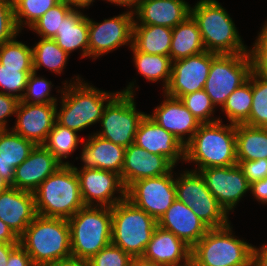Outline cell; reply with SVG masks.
I'll return each mask as SVG.
<instances>
[{"label": "cell", "instance_id": "obj_52", "mask_svg": "<svg viewBox=\"0 0 267 266\" xmlns=\"http://www.w3.org/2000/svg\"><path fill=\"white\" fill-rule=\"evenodd\" d=\"M252 70L267 82V57L265 59H252Z\"/></svg>", "mask_w": 267, "mask_h": 266}, {"label": "cell", "instance_id": "obj_10", "mask_svg": "<svg viewBox=\"0 0 267 266\" xmlns=\"http://www.w3.org/2000/svg\"><path fill=\"white\" fill-rule=\"evenodd\" d=\"M252 71L250 52L217 54L211 61L204 90L217 108L226 103L228 96L244 82Z\"/></svg>", "mask_w": 267, "mask_h": 266}, {"label": "cell", "instance_id": "obj_37", "mask_svg": "<svg viewBox=\"0 0 267 266\" xmlns=\"http://www.w3.org/2000/svg\"><path fill=\"white\" fill-rule=\"evenodd\" d=\"M252 106L249 119L244 123L267 128V82L252 70Z\"/></svg>", "mask_w": 267, "mask_h": 266}, {"label": "cell", "instance_id": "obj_48", "mask_svg": "<svg viewBox=\"0 0 267 266\" xmlns=\"http://www.w3.org/2000/svg\"><path fill=\"white\" fill-rule=\"evenodd\" d=\"M6 266H34L31 257L19 244L9 255Z\"/></svg>", "mask_w": 267, "mask_h": 266}, {"label": "cell", "instance_id": "obj_23", "mask_svg": "<svg viewBox=\"0 0 267 266\" xmlns=\"http://www.w3.org/2000/svg\"><path fill=\"white\" fill-rule=\"evenodd\" d=\"M157 225L172 232L191 248L210 229L186 204L177 199L159 218Z\"/></svg>", "mask_w": 267, "mask_h": 266}, {"label": "cell", "instance_id": "obj_21", "mask_svg": "<svg viewBox=\"0 0 267 266\" xmlns=\"http://www.w3.org/2000/svg\"><path fill=\"white\" fill-rule=\"evenodd\" d=\"M134 143L147 152L166 157L174 166L184 161V145L148 114L139 123Z\"/></svg>", "mask_w": 267, "mask_h": 266}, {"label": "cell", "instance_id": "obj_54", "mask_svg": "<svg viewBox=\"0 0 267 266\" xmlns=\"http://www.w3.org/2000/svg\"><path fill=\"white\" fill-rule=\"evenodd\" d=\"M106 1L115 4L117 6H123V7L126 6L129 8V11L133 12L141 0H106Z\"/></svg>", "mask_w": 267, "mask_h": 266}, {"label": "cell", "instance_id": "obj_43", "mask_svg": "<svg viewBox=\"0 0 267 266\" xmlns=\"http://www.w3.org/2000/svg\"><path fill=\"white\" fill-rule=\"evenodd\" d=\"M132 257L112 243L102 248L90 260L88 266H130Z\"/></svg>", "mask_w": 267, "mask_h": 266}, {"label": "cell", "instance_id": "obj_27", "mask_svg": "<svg viewBox=\"0 0 267 266\" xmlns=\"http://www.w3.org/2000/svg\"><path fill=\"white\" fill-rule=\"evenodd\" d=\"M9 129L0 131V175L13 187L15 168L28 158L35 144Z\"/></svg>", "mask_w": 267, "mask_h": 266}, {"label": "cell", "instance_id": "obj_19", "mask_svg": "<svg viewBox=\"0 0 267 266\" xmlns=\"http://www.w3.org/2000/svg\"><path fill=\"white\" fill-rule=\"evenodd\" d=\"M175 166L164 156L147 152L135 143L125 148L121 180L125 188L144 178L163 176Z\"/></svg>", "mask_w": 267, "mask_h": 266}, {"label": "cell", "instance_id": "obj_20", "mask_svg": "<svg viewBox=\"0 0 267 266\" xmlns=\"http://www.w3.org/2000/svg\"><path fill=\"white\" fill-rule=\"evenodd\" d=\"M62 165L44 145H35L28 158L15 168L13 187L33 193Z\"/></svg>", "mask_w": 267, "mask_h": 266}, {"label": "cell", "instance_id": "obj_2", "mask_svg": "<svg viewBox=\"0 0 267 266\" xmlns=\"http://www.w3.org/2000/svg\"><path fill=\"white\" fill-rule=\"evenodd\" d=\"M222 122L200 124L184 146V161L196 164L193 171L237 164L235 124Z\"/></svg>", "mask_w": 267, "mask_h": 266}, {"label": "cell", "instance_id": "obj_3", "mask_svg": "<svg viewBox=\"0 0 267 266\" xmlns=\"http://www.w3.org/2000/svg\"><path fill=\"white\" fill-rule=\"evenodd\" d=\"M34 266L72 258L68 219L36 215L19 237Z\"/></svg>", "mask_w": 267, "mask_h": 266}, {"label": "cell", "instance_id": "obj_41", "mask_svg": "<svg viewBox=\"0 0 267 266\" xmlns=\"http://www.w3.org/2000/svg\"><path fill=\"white\" fill-rule=\"evenodd\" d=\"M180 100L201 124L221 120L219 117H212L215 106L204 89L186 94Z\"/></svg>", "mask_w": 267, "mask_h": 266}, {"label": "cell", "instance_id": "obj_40", "mask_svg": "<svg viewBox=\"0 0 267 266\" xmlns=\"http://www.w3.org/2000/svg\"><path fill=\"white\" fill-rule=\"evenodd\" d=\"M33 68H4L0 64V92L21 100Z\"/></svg>", "mask_w": 267, "mask_h": 266}, {"label": "cell", "instance_id": "obj_14", "mask_svg": "<svg viewBox=\"0 0 267 266\" xmlns=\"http://www.w3.org/2000/svg\"><path fill=\"white\" fill-rule=\"evenodd\" d=\"M75 169L80 184V192L85 206L113 207L126 198L120 175L102 169ZM120 195H115V194Z\"/></svg>", "mask_w": 267, "mask_h": 266}, {"label": "cell", "instance_id": "obj_33", "mask_svg": "<svg viewBox=\"0 0 267 266\" xmlns=\"http://www.w3.org/2000/svg\"><path fill=\"white\" fill-rule=\"evenodd\" d=\"M69 56L54 39L41 38L32 47L33 71L37 72L38 69L45 67L60 75L65 69Z\"/></svg>", "mask_w": 267, "mask_h": 266}, {"label": "cell", "instance_id": "obj_57", "mask_svg": "<svg viewBox=\"0 0 267 266\" xmlns=\"http://www.w3.org/2000/svg\"><path fill=\"white\" fill-rule=\"evenodd\" d=\"M130 266H162V265L156 264L153 261L146 260L143 257H132Z\"/></svg>", "mask_w": 267, "mask_h": 266}, {"label": "cell", "instance_id": "obj_24", "mask_svg": "<svg viewBox=\"0 0 267 266\" xmlns=\"http://www.w3.org/2000/svg\"><path fill=\"white\" fill-rule=\"evenodd\" d=\"M142 257L162 266H188L191 247L172 232L157 226Z\"/></svg>", "mask_w": 267, "mask_h": 266}, {"label": "cell", "instance_id": "obj_1", "mask_svg": "<svg viewBox=\"0 0 267 266\" xmlns=\"http://www.w3.org/2000/svg\"><path fill=\"white\" fill-rule=\"evenodd\" d=\"M74 79L69 84L65 80L63 88L57 90L61 93V107L59 110L56 108V122L78 133L99 123L105 107L120 91L99 90L83 82L79 75Z\"/></svg>", "mask_w": 267, "mask_h": 266}, {"label": "cell", "instance_id": "obj_50", "mask_svg": "<svg viewBox=\"0 0 267 266\" xmlns=\"http://www.w3.org/2000/svg\"><path fill=\"white\" fill-rule=\"evenodd\" d=\"M252 266H267V247L263 244L260 248L253 246Z\"/></svg>", "mask_w": 267, "mask_h": 266}, {"label": "cell", "instance_id": "obj_39", "mask_svg": "<svg viewBox=\"0 0 267 266\" xmlns=\"http://www.w3.org/2000/svg\"><path fill=\"white\" fill-rule=\"evenodd\" d=\"M16 38L0 46V64L4 68H33L32 47Z\"/></svg>", "mask_w": 267, "mask_h": 266}, {"label": "cell", "instance_id": "obj_47", "mask_svg": "<svg viewBox=\"0 0 267 266\" xmlns=\"http://www.w3.org/2000/svg\"><path fill=\"white\" fill-rule=\"evenodd\" d=\"M258 34L249 52L252 59H265L267 57V21Z\"/></svg>", "mask_w": 267, "mask_h": 266}, {"label": "cell", "instance_id": "obj_49", "mask_svg": "<svg viewBox=\"0 0 267 266\" xmlns=\"http://www.w3.org/2000/svg\"><path fill=\"white\" fill-rule=\"evenodd\" d=\"M250 193L262 204H267V177L253 182L250 186Z\"/></svg>", "mask_w": 267, "mask_h": 266}, {"label": "cell", "instance_id": "obj_5", "mask_svg": "<svg viewBox=\"0 0 267 266\" xmlns=\"http://www.w3.org/2000/svg\"><path fill=\"white\" fill-rule=\"evenodd\" d=\"M33 194L36 213L44 217L69 219L85 207L73 164L62 165Z\"/></svg>", "mask_w": 267, "mask_h": 266}, {"label": "cell", "instance_id": "obj_31", "mask_svg": "<svg viewBox=\"0 0 267 266\" xmlns=\"http://www.w3.org/2000/svg\"><path fill=\"white\" fill-rule=\"evenodd\" d=\"M235 132L237 161L267 159V128L236 124Z\"/></svg>", "mask_w": 267, "mask_h": 266}, {"label": "cell", "instance_id": "obj_51", "mask_svg": "<svg viewBox=\"0 0 267 266\" xmlns=\"http://www.w3.org/2000/svg\"><path fill=\"white\" fill-rule=\"evenodd\" d=\"M0 242L19 243V238L1 219H0Z\"/></svg>", "mask_w": 267, "mask_h": 266}, {"label": "cell", "instance_id": "obj_7", "mask_svg": "<svg viewBox=\"0 0 267 266\" xmlns=\"http://www.w3.org/2000/svg\"><path fill=\"white\" fill-rule=\"evenodd\" d=\"M229 223L212 228L191 248L194 266H252V244L233 235Z\"/></svg>", "mask_w": 267, "mask_h": 266}, {"label": "cell", "instance_id": "obj_15", "mask_svg": "<svg viewBox=\"0 0 267 266\" xmlns=\"http://www.w3.org/2000/svg\"><path fill=\"white\" fill-rule=\"evenodd\" d=\"M207 188L226 211H234L238 202L250 191L251 184L241 167L236 164L226 167H211L198 171Z\"/></svg>", "mask_w": 267, "mask_h": 266}, {"label": "cell", "instance_id": "obj_28", "mask_svg": "<svg viewBox=\"0 0 267 266\" xmlns=\"http://www.w3.org/2000/svg\"><path fill=\"white\" fill-rule=\"evenodd\" d=\"M88 17L81 10L72 9L62 20L60 29L53 38L67 54L80 49L81 57H88Z\"/></svg>", "mask_w": 267, "mask_h": 266}, {"label": "cell", "instance_id": "obj_30", "mask_svg": "<svg viewBox=\"0 0 267 266\" xmlns=\"http://www.w3.org/2000/svg\"><path fill=\"white\" fill-rule=\"evenodd\" d=\"M172 28L159 25H133L132 45L146 54L169 56Z\"/></svg>", "mask_w": 267, "mask_h": 266}, {"label": "cell", "instance_id": "obj_38", "mask_svg": "<svg viewBox=\"0 0 267 266\" xmlns=\"http://www.w3.org/2000/svg\"><path fill=\"white\" fill-rule=\"evenodd\" d=\"M73 8L65 1L61 0L54 7L45 12L31 27L40 38L53 39L57 30L62 25V20Z\"/></svg>", "mask_w": 267, "mask_h": 266}, {"label": "cell", "instance_id": "obj_4", "mask_svg": "<svg viewBox=\"0 0 267 266\" xmlns=\"http://www.w3.org/2000/svg\"><path fill=\"white\" fill-rule=\"evenodd\" d=\"M205 50L216 54L248 53L229 13L217 0H199L191 7Z\"/></svg>", "mask_w": 267, "mask_h": 266}, {"label": "cell", "instance_id": "obj_13", "mask_svg": "<svg viewBox=\"0 0 267 266\" xmlns=\"http://www.w3.org/2000/svg\"><path fill=\"white\" fill-rule=\"evenodd\" d=\"M133 25L134 15L131 11L104 19L102 22H95L88 17V57L95 60L122 45L131 47Z\"/></svg>", "mask_w": 267, "mask_h": 266}, {"label": "cell", "instance_id": "obj_12", "mask_svg": "<svg viewBox=\"0 0 267 266\" xmlns=\"http://www.w3.org/2000/svg\"><path fill=\"white\" fill-rule=\"evenodd\" d=\"M173 172L131 183L126 188V199L158 221L177 199Z\"/></svg>", "mask_w": 267, "mask_h": 266}, {"label": "cell", "instance_id": "obj_11", "mask_svg": "<svg viewBox=\"0 0 267 266\" xmlns=\"http://www.w3.org/2000/svg\"><path fill=\"white\" fill-rule=\"evenodd\" d=\"M179 175L175 177L177 200L186 204L210 229L227 226L228 214L209 191L201 174L184 170Z\"/></svg>", "mask_w": 267, "mask_h": 266}, {"label": "cell", "instance_id": "obj_18", "mask_svg": "<svg viewBox=\"0 0 267 266\" xmlns=\"http://www.w3.org/2000/svg\"><path fill=\"white\" fill-rule=\"evenodd\" d=\"M165 99L148 114L160 127L174 135L184 146L201 124L179 98L162 93ZM187 135V136H186ZM187 137V138H186Z\"/></svg>", "mask_w": 267, "mask_h": 266}, {"label": "cell", "instance_id": "obj_42", "mask_svg": "<svg viewBox=\"0 0 267 266\" xmlns=\"http://www.w3.org/2000/svg\"><path fill=\"white\" fill-rule=\"evenodd\" d=\"M52 82L43 77H39L37 72H32L27 81L25 93L21 102L26 103H58L57 97L51 96Z\"/></svg>", "mask_w": 267, "mask_h": 266}, {"label": "cell", "instance_id": "obj_45", "mask_svg": "<svg viewBox=\"0 0 267 266\" xmlns=\"http://www.w3.org/2000/svg\"><path fill=\"white\" fill-rule=\"evenodd\" d=\"M250 184L267 177V159L237 161Z\"/></svg>", "mask_w": 267, "mask_h": 266}, {"label": "cell", "instance_id": "obj_53", "mask_svg": "<svg viewBox=\"0 0 267 266\" xmlns=\"http://www.w3.org/2000/svg\"><path fill=\"white\" fill-rule=\"evenodd\" d=\"M19 245V243L0 242V266H6L10 253Z\"/></svg>", "mask_w": 267, "mask_h": 266}, {"label": "cell", "instance_id": "obj_16", "mask_svg": "<svg viewBox=\"0 0 267 266\" xmlns=\"http://www.w3.org/2000/svg\"><path fill=\"white\" fill-rule=\"evenodd\" d=\"M216 53L204 51L172 62L170 81L163 93L175 98L204 89Z\"/></svg>", "mask_w": 267, "mask_h": 266}, {"label": "cell", "instance_id": "obj_9", "mask_svg": "<svg viewBox=\"0 0 267 266\" xmlns=\"http://www.w3.org/2000/svg\"><path fill=\"white\" fill-rule=\"evenodd\" d=\"M135 81L129 82L105 107L100 119V131L95 132L101 138L127 148L134 143L140 121L146 113L136 109Z\"/></svg>", "mask_w": 267, "mask_h": 266}, {"label": "cell", "instance_id": "obj_22", "mask_svg": "<svg viewBox=\"0 0 267 266\" xmlns=\"http://www.w3.org/2000/svg\"><path fill=\"white\" fill-rule=\"evenodd\" d=\"M133 15L134 24L174 28L191 15V5L185 0H141Z\"/></svg>", "mask_w": 267, "mask_h": 266}, {"label": "cell", "instance_id": "obj_34", "mask_svg": "<svg viewBox=\"0 0 267 266\" xmlns=\"http://www.w3.org/2000/svg\"><path fill=\"white\" fill-rule=\"evenodd\" d=\"M252 101L251 71L248 80L228 96L226 103L220 109L230 124H244L249 119Z\"/></svg>", "mask_w": 267, "mask_h": 266}, {"label": "cell", "instance_id": "obj_25", "mask_svg": "<svg viewBox=\"0 0 267 266\" xmlns=\"http://www.w3.org/2000/svg\"><path fill=\"white\" fill-rule=\"evenodd\" d=\"M37 215L34 194L10 187L0 194V219L19 238Z\"/></svg>", "mask_w": 267, "mask_h": 266}, {"label": "cell", "instance_id": "obj_36", "mask_svg": "<svg viewBox=\"0 0 267 266\" xmlns=\"http://www.w3.org/2000/svg\"><path fill=\"white\" fill-rule=\"evenodd\" d=\"M61 0H13L14 18L18 30L30 28L45 12Z\"/></svg>", "mask_w": 267, "mask_h": 266}, {"label": "cell", "instance_id": "obj_44", "mask_svg": "<svg viewBox=\"0 0 267 266\" xmlns=\"http://www.w3.org/2000/svg\"><path fill=\"white\" fill-rule=\"evenodd\" d=\"M21 33L15 23L13 0H0V46Z\"/></svg>", "mask_w": 267, "mask_h": 266}, {"label": "cell", "instance_id": "obj_58", "mask_svg": "<svg viewBox=\"0 0 267 266\" xmlns=\"http://www.w3.org/2000/svg\"><path fill=\"white\" fill-rule=\"evenodd\" d=\"M11 185L0 175V194L5 192Z\"/></svg>", "mask_w": 267, "mask_h": 266}, {"label": "cell", "instance_id": "obj_8", "mask_svg": "<svg viewBox=\"0 0 267 266\" xmlns=\"http://www.w3.org/2000/svg\"><path fill=\"white\" fill-rule=\"evenodd\" d=\"M111 213V243L131 257H142L157 221L126 198L111 207Z\"/></svg>", "mask_w": 267, "mask_h": 266}, {"label": "cell", "instance_id": "obj_26", "mask_svg": "<svg viewBox=\"0 0 267 266\" xmlns=\"http://www.w3.org/2000/svg\"><path fill=\"white\" fill-rule=\"evenodd\" d=\"M89 137V138H88ZM85 141V142H84ZM81 169H102L121 176L125 148L93 133L82 142Z\"/></svg>", "mask_w": 267, "mask_h": 266}, {"label": "cell", "instance_id": "obj_17", "mask_svg": "<svg viewBox=\"0 0 267 266\" xmlns=\"http://www.w3.org/2000/svg\"><path fill=\"white\" fill-rule=\"evenodd\" d=\"M58 103H26L19 102L16 111V122L12 131L32 141L35 145H43L56 122Z\"/></svg>", "mask_w": 267, "mask_h": 266}, {"label": "cell", "instance_id": "obj_46", "mask_svg": "<svg viewBox=\"0 0 267 266\" xmlns=\"http://www.w3.org/2000/svg\"><path fill=\"white\" fill-rule=\"evenodd\" d=\"M20 99L0 92V131L8 130L6 118L15 115Z\"/></svg>", "mask_w": 267, "mask_h": 266}, {"label": "cell", "instance_id": "obj_35", "mask_svg": "<svg viewBox=\"0 0 267 266\" xmlns=\"http://www.w3.org/2000/svg\"><path fill=\"white\" fill-rule=\"evenodd\" d=\"M78 133L55 122L54 127L49 132L46 142L43 144L54 157L63 165H71L70 162H63L77 149L79 143L84 139H79ZM69 155V156H68Z\"/></svg>", "mask_w": 267, "mask_h": 266}, {"label": "cell", "instance_id": "obj_56", "mask_svg": "<svg viewBox=\"0 0 267 266\" xmlns=\"http://www.w3.org/2000/svg\"><path fill=\"white\" fill-rule=\"evenodd\" d=\"M73 9L89 8L95 0H65Z\"/></svg>", "mask_w": 267, "mask_h": 266}, {"label": "cell", "instance_id": "obj_6", "mask_svg": "<svg viewBox=\"0 0 267 266\" xmlns=\"http://www.w3.org/2000/svg\"><path fill=\"white\" fill-rule=\"evenodd\" d=\"M68 224L73 259L87 262L111 244L110 207L85 206L68 219Z\"/></svg>", "mask_w": 267, "mask_h": 266}, {"label": "cell", "instance_id": "obj_55", "mask_svg": "<svg viewBox=\"0 0 267 266\" xmlns=\"http://www.w3.org/2000/svg\"><path fill=\"white\" fill-rule=\"evenodd\" d=\"M45 266H88L87 262L78 261L76 259H68L64 261H58L52 264H48Z\"/></svg>", "mask_w": 267, "mask_h": 266}, {"label": "cell", "instance_id": "obj_32", "mask_svg": "<svg viewBox=\"0 0 267 266\" xmlns=\"http://www.w3.org/2000/svg\"><path fill=\"white\" fill-rule=\"evenodd\" d=\"M133 52V61L138 74L144 76L147 81L163 83V90L170 81L172 60L170 56L158 54H146L138 51L133 45L130 47Z\"/></svg>", "mask_w": 267, "mask_h": 266}, {"label": "cell", "instance_id": "obj_29", "mask_svg": "<svg viewBox=\"0 0 267 266\" xmlns=\"http://www.w3.org/2000/svg\"><path fill=\"white\" fill-rule=\"evenodd\" d=\"M206 51L197 22L190 15L185 21L172 28L169 56L173 61Z\"/></svg>", "mask_w": 267, "mask_h": 266}]
</instances>
